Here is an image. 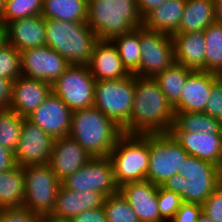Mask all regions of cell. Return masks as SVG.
<instances>
[{
    "instance_id": "cell-49",
    "label": "cell",
    "mask_w": 222,
    "mask_h": 222,
    "mask_svg": "<svg viewBox=\"0 0 222 222\" xmlns=\"http://www.w3.org/2000/svg\"><path fill=\"white\" fill-rule=\"evenodd\" d=\"M197 222H215L212 219H210L209 217H207L205 214H201L197 220Z\"/></svg>"
},
{
    "instance_id": "cell-48",
    "label": "cell",
    "mask_w": 222,
    "mask_h": 222,
    "mask_svg": "<svg viewBox=\"0 0 222 222\" xmlns=\"http://www.w3.org/2000/svg\"><path fill=\"white\" fill-rule=\"evenodd\" d=\"M215 22L222 25V0H214Z\"/></svg>"
},
{
    "instance_id": "cell-27",
    "label": "cell",
    "mask_w": 222,
    "mask_h": 222,
    "mask_svg": "<svg viewBox=\"0 0 222 222\" xmlns=\"http://www.w3.org/2000/svg\"><path fill=\"white\" fill-rule=\"evenodd\" d=\"M88 0H44L42 16L65 22H86Z\"/></svg>"
},
{
    "instance_id": "cell-23",
    "label": "cell",
    "mask_w": 222,
    "mask_h": 222,
    "mask_svg": "<svg viewBox=\"0 0 222 222\" xmlns=\"http://www.w3.org/2000/svg\"><path fill=\"white\" fill-rule=\"evenodd\" d=\"M104 199L105 197L101 193L88 190L71 191L61 184L51 213L55 216L73 219L83 211L103 206Z\"/></svg>"
},
{
    "instance_id": "cell-16",
    "label": "cell",
    "mask_w": 222,
    "mask_h": 222,
    "mask_svg": "<svg viewBox=\"0 0 222 222\" xmlns=\"http://www.w3.org/2000/svg\"><path fill=\"white\" fill-rule=\"evenodd\" d=\"M93 157L70 135L54 140L49 166L62 182L76 173Z\"/></svg>"
},
{
    "instance_id": "cell-47",
    "label": "cell",
    "mask_w": 222,
    "mask_h": 222,
    "mask_svg": "<svg viewBox=\"0 0 222 222\" xmlns=\"http://www.w3.org/2000/svg\"><path fill=\"white\" fill-rule=\"evenodd\" d=\"M8 43L7 24L0 19V48Z\"/></svg>"
},
{
    "instance_id": "cell-18",
    "label": "cell",
    "mask_w": 222,
    "mask_h": 222,
    "mask_svg": "<svg viewBox=\"0 0 222 222\" xmlns=\"http://www.w3.org/2000/svg\"><path fill=\"white\" fill-rule=\"evenodd\" d=\"M220 77L215 73L194 70L187 77L179 102L173 107L174 113L204 112L211 87Z\"/></svg>"
},
{
    "instance_id": "cell-2",
    "label": "cell",
    "mask_w": 222,
    "mask_h": 222,
    "mask_svg": "<svg viewBox=\"0 0 222 222\" xmlns=\"http://www.w3.org/2000/svg\"><path fill=\"white\" fill-rule=\"evenodd\" d=\"M122 134V128L94 106L72 113L69 135L93 158L109 157Z\"/></svg>"
},
{
    "instance_id": "cell-29",
    "label": "cell",
    "mask_w": 222,
    "mask_h": 222,
    "mask_svg": "<svg viewBox=\"0 0 222 222\" xmlns=\"http://www.w3.org/2000/svg\"><path fill=\"white\" fill-rule=\"evenodd\" d=\"M25 198L23 168L0 172V208L22 206Z\"/></svg>"
},
{
    "instance_id": "cell-11",
    "label": "cell",
    "mask_w": 222,
    "mask_h": 222,
    "mask_svg": "<svg viewBox=\"0 0 222 222\" xmlns=\"http://www.w3.org/2000/svg\"><path fill=\"white\" fill-rule=\"evenodd\" d=\"M141 57L139 69L134 73L140 77L154 78L174 62V46L168 34L139 27Z\"/></svg>"
},
{
    "instance_id": "cell-5",
    "label": "cell",
    "mask_w": 222,
    "mask_h": 222,
    "mask_svg": "<svg viewBox=\"0 0 222 222\" xmlns=\"http://www.w3.org/2000/svg\"><path fill=\"white\" fill-rule=\"evenodd\" d=\"M87 24L98 39H109L143 26L136 0H88Z\"/></svg>"
},
{
    "instance_id": "cell-4",
    "label": "cell",
    "mask_w": 222,
    "mask_h": 222,
    "mask_svg": "<svg viewBox=\"0 0 222 222\" xmlns=\"http://www.w3.org/2000/svg\"><path fill=\"white\" fill-rule=\"evenodd\" d=\"M46 46L57 51L69 64L87 65L99 40L87 22L45 19Z\"/></svg>"
},
{
    "instance_id": "cell-25",
    "label": "cell",
    "mask_w": 222,
    "mask_h": 222,
    "mask_svg": "<svg viewBox=\"0 0 222 222\" xmlns=\"http://www.w3.org/2000/svg\"><path fill=\"white\" fill-rule=\"evenodd\" d=\"M185 5L186 0H165L143 18V26L172 36L179 29Z\"/></svg>"
},
{
    "instance_id": "cell-43",
    "label": "cell",
    "mask_w": 222,
    "mask_h": 222,
    "mask_svg": "<svg viewBox=\"0 0 222 222\" xmlns=\"http://www.w3.org/2000/svg\"><path fill=\"white\" fill-rule=\"evenodd\" d=\"M13 82L0 77V110H8L11 103Z\"/></svg>"
},
{
    "instance_id": "cell-31",
    "label": "cell",
    "mask_w": 222,
    "mask_h": 222,
    "mask_svg": "<svg viewBox=\"0 0 222 222\" xmlns=\"http://www.w3.org/2000/svg\"><path fill=\"white\" fill-rule=\"evenodd\" d=\"M111 40L117 47L124 67L130 74H134L139 69L141 57L139 27L117 35Z\"/></svg>"
},
{
    "instance_id": "cell-50",
    "label": "cell",
    "mask_w": 222,
    "mask_h": 222,
    "mask_svg": "<svg viewBox=\"0 0 222 222\" xmlns=\"http://www.w3.org/2000/svg\"><path fill=\"white\" fill-rule=\"evenodd\" d=\"M6 0H0V19H2L5 10Z\"/></svg>"
},
{
    "instance_id": "cell-33",
    "label": "cell",
    "mask_w": 222,
    "mask_h": 222,
    "mask_svg": "<svg viewBox=\"0 0 222 222\" xmlns=\"http://www.w3.org/2000/svg\"><path fill=\"white\" fill-rule=\"evenodd\" d=\"M26 118L11 110H0V144L15 153Z\"/></svg>"
},
{
    "instance_id": "cell-10",
    "label": "cell",
    "mask_w": 222,
    "mask_h": 222,
    "mask_svg": "<svg viewBox=\"0 0 222 222\" xmlns=\"http://www.w3.org/2000/svg\"><path fill=\"white\" fill-rule=\"evenodd\" d=\"M25 198L23 206L38 216L53 211L61 181L49 165L23 167Z\"/></svg>"
},
{
    "instance_id": "cell-3",
    "label": "cell",
    "mask_w": 222,
    "mask_h": 222,
    "mask_svg": "<svg viewBox=\"0 0 222 222\" xmlns=\"http://www.w3.org/2000/svg\"><path fill=\"white\" fill-rule=\"evenodd\" d=\"M222 183V169L209 161L188 156L181 173L170 177L162 187L181 196L182 202L202 205Z\"/></svg>"
},
{
    "instance_id": "cell-14",
    "label": "cell",
    "mask_w": 222,
    "mask_h": 222,
    "mask_svg": "<svg viewBox=\"0 0 222 222\" xmlns=\"http://www.w3.org/2000/svg\"><path fill=\"white\" fill-rule=\"evenodd\" d=\"M54 138L25 119L22 125L18 147L14 153L16 165L23 167L48 165Z\"/></svg>"
},
{
    "instance_id": "cell-34",
    "label": "cell",
    "mask_w": 222,
    "mask_h": 222,
    "mask_svg": "<svg viewBox=\"0 0 222 222\" xmlns=\"http://www.w3.org/2000/svg\"><path fill=\"white\" fill-rule=\"evenodd\" d=\"M103 207L108 222H140L120 192L105 197Z\"/></svg>"
},
{
    "instance_id": "cell-28",
    "label": "cell",
    "mask_w": 222,
    "mask_h": 222,
    "mask_svg": "<svg viewBox=\"0 0 222 222\" xmlns=\"http://www.w3.org/2000/svg\"><path fill=\"white\" fill-rule=\"evenodd\" d=\"M170 132H191L203 134H222V122L205 112L175 113V120Z\"/></svg>"
},
{
    "instance_id": "cell-38",
    "label": "cell",
    "mask_w": 222,
    "mask_h": 222,
    "mask_svg": "<svg viewBox=\"0 0 222 222\" xmlns=\"http://www.w3.org/2000/svg\"><path fill=\"white\" fill-rule=\"evenodd\" d=\"M0 222H40V216L25 206L0 209Z\"/></svg>"
},
{
    "instance_id": "cell-9",
    "label": "cell",
    "mask_w": 222,
    "mask_h": 222,
    "mask_svg": "<svg viewBox=\"0 0 222 222\" xmlns=\"http://www.w3.org/2000/svg\"><path fill=\"white\" fill-rule=\"evenodd\" d=\"M95 83L87 65L70 64L51 86L52 92L74 112L93 107Z\"/></svg>"
},
{
    "instance_id": "cell-24",
    "label": "cell",
    "mask_w": 222,
    "mask_h": 222,
    "mask_svg": "<svg viewBox=\"0 0 222 222\" xmlns=\"http://www.w3.org/2000/svg\"><path fill=\"white\" fill-rule=\"evenodd\" d=\"M174 46V59L192 70L205 71V35L203 31H194L171 36Z\"/></svg>"
},
{
    "instance_id": "cell-36",
    "label": "cell",
    "mask_w": 222,
    "mask_h": 222,
    "mask_svg": "<svg viewBox=\"0 0 222 222\" xmlns=\"http://www.w3.org/2000/svg\"><path fill=\"white\" fill-rule=\"evenodd\" d=\"M20 76V52L10 43H7L0 48V77L14 82Z\"/></svg>"
},
{
    "instance_id": "cell-12",
    "label": "cell",
    "mask_w": 222,
    "mask_h": 222,
    "mask_svg": "<svg viewBox=\"0 0 222 222\" xmlns=\"http://www.w3.org/2000/svg\"><path fill=\"white\" fill-rule=\"evenodd\" d=\"M61 184L71 191H94L104 197L119 192L109 157H94Z\"/></svg>"
},
{
    "instance_id": "cell-6",
    "label": "cell",
    "mask_w": 222,
    "mask_h": 222,
    "mask_svg": "<svg viewBox=\"0 0 222 222\" xmlns=\"http://www.w3.org/2000/svg\"><path fill=\"white\" fill-rule=\"evenodd\" d=\"M109 158L118 187L146 180L149 169V134H122Z\"/></svg>"
},
{
    "instance_id": "cell-30",
    "label": "cell",
    "mask_w": 222,
    "mask_h": 222,
    "mask_svg": "<svg viewBox=\"0 0 222 222\" xmlns=\"http://www.w3.org/2000/svg\"><path fill=\"white\" fill-rule=\"evenodd\" d=\"M193 71L182 64L174 62L170 67L154 77L168 102L173 107L179 102L187 77Z\"/></svg>"
},
{
    "instance_id": "cell-1",
    "label": "cell",
    "mask_w": 222,
    "mask_h": 222,
    "mask_svg": "<svg viewBox=\"0 0 222 222\" xmlns=\"http://www.w3.org/2000/svg\"><path fill=\"white\" fill-rule=\"evenodd\" d=\"M175 120L168 102L154 78L135 75V97L131 116L122 128L124 134L169 133Z\"/></svg>"
},
{
    "instance_id": "cell-37",
    "label": "cell",
    "mask_w": 222,
    "mask_h": 222,
    "mask_svg": "<svg viewBox=\"0 0 222 222\" xmlns=\"http://www.w3.org/2000/svg\"><path fill=\"white\" fill-rule=\"evenodd\" d=\"M182 203L181 196L158 186V207L161 219L170 222Z\"/></svg>"
},
{
    "instance_id": "cell-44",
    "label": "cell",
    "mask_w": 222,
    "mask_h": 222,
    "mask_svg": "<svg viewBox=\"0 0 222 222\" xmlns=\"http://www.w3.org/2000/svg\"><path fill=\"white\" fill-rule=\"evenodd\" d=\"M16 166L14 153L0 144V172Z\"/></svg>"
},
{
    "instance_id": "cell-7",
    "label": "cell",
    "mask_w": 222,
    "mask_h": 222,
    "mask_svg": "<svg viewBox=\"0 0 222 222\" xmlns=\"http://www.w3.org/2000/svg\"><path fill=\"white\" fill-rule=\"evenodd\" d=\"M135 97V75L95 83L94 107L123 128L129 121Z\"/></svg>"
},
{
    "instance_id": "cell-46",
    "label": "cell",
    "mask_w": 222,
    "mask_h": 222,
    "mask_svg": "<svg viewBox=\"0 0 222 222\" xmlns=\"http://www.w3.org/2000/svg\"><path fill=\"white\" fill-rule=\"evenodd\" d=\"M40 222H73L71 218L55 216L52 213H47L40 216Z\"/></svg>"
},
{
    "instance_id": "cell-42",
    "label": "cell",
    "mask_w": 222,
    "mask_h": 222,
    "mask_svg": "<svg viewBox=\"0 0 222 222\" xmlns=\"http://www.w3.org/2000/svg\"><path fill=\"white\" fill-rule=\"evenodd\" d=\"M72 220L73 222H108L103 206L83 211L76 215Z\"/></svg>"
},
{
    "instance_id": "cell-40",
    "label": "cell",
    "mask_w": 222,
    "mask_h": 222,
    "mask_svg": "<svg viewBox=\"0 0 222 222\" xmlns=\"http://www.w3.org/2000/svg\"><path fill=\"white\" fill-rule=\"evenodd\" d=\"M204 112L222 122V76L212 85Z\"/></svg>"
},
{
    "instance_id": "cell-19",
    "label": "cell",
    "mask_w": 222,
    "mask_h": 222,
    "mask_svg": "<svg viewBox=\"0 0 222 222\" xmlns=\"http://www.w3.org/2000/svg\"><path fill=\"white\" fill-rule=\"evenodd\" d=\"M51 92L50 83L20 76L12 84L9 110L26 118L48 98Z\"/></svg>"
},
{
    "instance_id": "cell-8",
    "label": "cell",
    "mask_w": 222,
    "mask_h": 222,
    "mask_svg": "<svg viewBox=\"0 0 222 222\" xmlns=\"http://www.w3.org/2000/svg\"><path fill=\"white\" fill-rule=\"evenodd\" d=\"M188 156L170 133L149 134V169L146 180L162 186L170 177L181 173Z\"/></svg>"
},
{
    "instance_id": "cell-15",
    "label": "cell",
    "mask_w": 222,
    "mask_h": 222,
    "mask_svg": "<svg viewBox=\"0 0 222 222\" xmlns=\"http://www.w3.org/2000/svg\"><path fill=\"white\" fill-rule=\"evenodd\" d=\"M72 113L73 111L51 92L48 98L26 119L56 139L69 135Z\"/></svg>"
},
{
    "instance_id": "cell-26",
    "label": "cell",
    "mask_w": 222,
    "mask_h": 222,
    "mask_svg": "<svg viewBox=\"0 0 222 222\" xmlns=\"http://www.w3.org/2000/svg\"><path fill=\"white\" fill-rule=\"evenodd\" d=\"M215 22L214 0H186L176 34L204 31Z\"/></svg>"
},
{
    "instance_id": "cell-39",
    "label": "cell",
    "mask_w": 222,
    "mask_h": 222,
    "mask_svg": "<svg viewBox=\"0 0 222 222\" xmlns=\"http://www.w3.org/2000/svg\"><path fill=\"white\" fill-rule=\"evenodd\" d=\"M202 213L215 222H222V183L202 204Z\"/></svg>"
},
{
    "instance_id": "cell-35",
    "label": "cell",
    "mask_w": 222,
    "mask_h": 222,
    "mask_svg": "<svg viewBox=\"0 0 222 222\" xmlns=\"http://www.w3.org/2000/svg\"><path fill=\"white\" fill-rule=\"evenodd\" d=\"M44 0H6L2 20L7 24L15 19L41 15Z\"/></svg>"
},
{
    "instance_id": "cell-21",
    "label": "cell",
    "mask_w": 222,
    "mask_h": 222,
    "mask_svg": "<svg viewBox=\"0 0 222 222\" xmlns=\"http://www.w3.org/2000/svg\"><path fill=\"white\" fill-rule=\"evenodd\" d=\"M8 43L19 52L46 45L45 18L35 15L7 23Z\"/></svg>"
},
{
    "instance_id": "cell-20",
    "label": "cell",
    "mask_w": 222,
    "mask_h": 222,
    "mask_svg": "<svg viewBox=\"0 0 222 222\" xmlns=\"http://www.w3.org/2000/svg\"><path fill=\"white\" fill-rule=\"evenodd\" d=\"M96 81L117 80L130 75L112 40L99 39L87 64Z\"/></svg>"
},
{
    "instance_id": "cell-32",
    "label": "cell",
    "mask_w": 222,
    "mask_h": 222,
    "mask_svg": "<svg viewBox=\"0 0 222 222\" xmlns=\"http://www.w3.org/2000/svg\"><path fill=\"white\" fill-rule=\"evenodd\" d=\"M205 71L222 76V25L214 22L204 31Z\"/></svg>"
},
{
    "instance_id": "cell-13",
    "label": "cell",
    "mask_w": 222,
    "mask_h": 222,
    "mask_svg": "<svg viewBox=\"0 0 222 222\" xmlns=\"http://www.w3.org/2000/svg\"><path fill=\"white\" fill-rule=\"evenodd\" d=\"M21 76L52 84L69 67V63L49 46L20 52Z\"/></svg>"
},
{
    "instance_id": "cell-22",
    "label": "cell",
    "mask_w": 222,
    "mask_h": 222,
    "mask_svg": "<svg viewBox=\"0 0 222 222\" xmlns=\"http://www.w3.org/2000/svg\"><path fill=\"white\" fill-rule=\"evenodd\" d=\"M190 155L209 161L222 169V134L169 132Z\"/></svg>"
},
{
    "instance_id": "cell-45",
    "label": "cell",
    "mask_w": 222,
    "mask_h": 222,
    "mask_svg": "<svg viewBox=\"0 0 222 222\" xmlns=\"http://www.w3.org/2000/svg\"><path fill=\"white\" fill-rule=\"evenodd\" d=\"M140 16L144 18L150 11L161 5L165 0H136Z\"/></svg>"
},
{
    "instance_id": "cell-41",
    "label": "cell",
    "mask_w": 222,
    "mask_h": 222,
    "mask_svg": "<svg viewBox=\"0 0 222 222\" xmlns=\"http://www.w3.org/2000/svg\"><path fill=\"white\" fill-rule=\"evenodd\" d=\"M202 214V205L182 202L180 208L170 222H197Z\"/></svg>"
},
{
    "instance_id": "cell-17",
    "label": "cell",
    "mask_w": 222,
    "mask_h": 222,
    "mask_svg": "<svg viewBox=\"0 0 222 222\" xmlns=\"http://www.w3.org/2000/svg\"><path fill=\"white\" fill-rule=\"evenodd\" d=\"M119 192L140 222H164L159 214L157 185L148 180L131 182L119 187Z\"/></svg>"
}]
</instances>
